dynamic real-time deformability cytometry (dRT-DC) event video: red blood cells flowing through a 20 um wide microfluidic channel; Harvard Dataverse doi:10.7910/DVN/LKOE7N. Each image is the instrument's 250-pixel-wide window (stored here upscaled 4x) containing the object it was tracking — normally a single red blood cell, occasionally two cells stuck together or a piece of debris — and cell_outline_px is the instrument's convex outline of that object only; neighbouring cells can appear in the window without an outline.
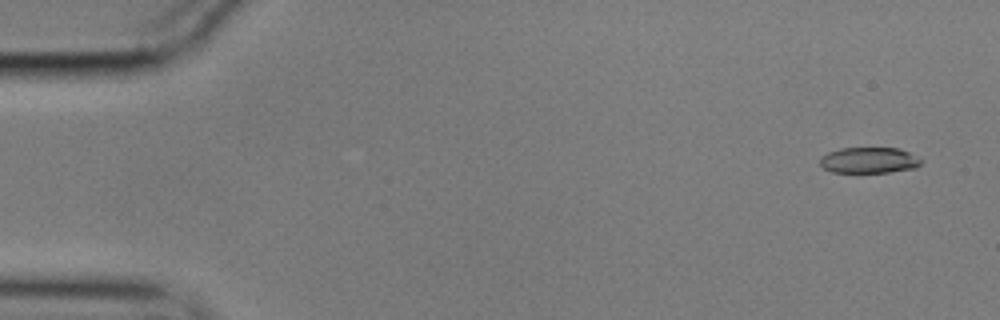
{"species": "common noctule bat (a hibernating species)", "species_latin": "Nyctalus noctula", "temperature_condition": "cold", "stored_images_in_passage": 50, "camera_frame_rate_fps": 3000, "um_per_image_px": 0.085, "animal": {"sex": "male", "body_mass_g": 17.9}, "frame": {"image": 1, "passage_image": 3, "time_ms": 0.667, "image_size_px": [1000, 320], "cell_outline_px": [[924, 160], [916, 168], [888, 172], [832, 172], [824, 168], [820, 164], [820, 156], [828, 152], [840, 148], [900, 148]], "centroid_in_image_um": [73.87, 13.61], "position_along_channel_um": 11.1, "area_um2": 15.32}}
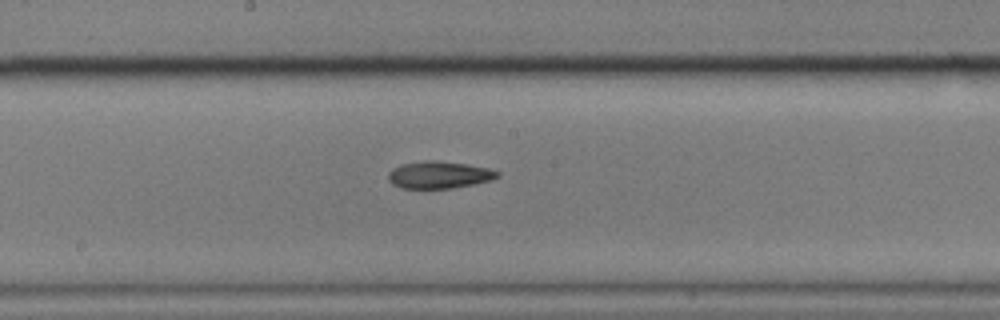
{"frame": {"image": 2, "passage_image": 30, "time_ms": 9.667, "image_size_px": [1000, 320], "cell_outline_px": [[500, 176], [492, 180], [452, 188], [400, 188], [392, 184], [388, 180], [388, 172], [392, 168], [400, 164], [424, 160], [436, 160], [464, 164], [488, 168], [500, 172]], "centroid_in_image_um": [37.28, 14.86], "position_along_channel_um": 210.9, "area_um2": 17.34}}
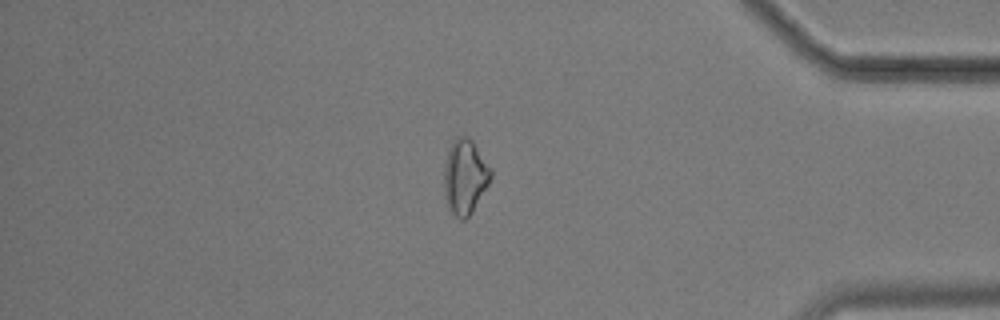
{"frame": {"image": 3, "passage_image": 48, "time_ms": 15.667, "image_size_px": [1000, 320], "cell_outline_px": [[492, 176], [488, 184], [472, 212], [464, 220], [460, 220], [448, 208], [444, 196], [444, 164], [448, 152], [456, 136], [468, 136], [472, 140], [492, 168]], "centroid_in_image_um": [39.52, 15.02], "position_along_channel_um": 395.7, "area_um2": 20.4}, "authors_computed_cell_mechanics": {"area_um2": 17.2533, "velocity_mm_per_s": 3.5579, "shape_relaxation_time_tau1_ms": 6.3316, "shape_relaxation_time_tau2_ms": null, "deformation_change_tau1": 0.1477, "deformation_change_tau2": null}}